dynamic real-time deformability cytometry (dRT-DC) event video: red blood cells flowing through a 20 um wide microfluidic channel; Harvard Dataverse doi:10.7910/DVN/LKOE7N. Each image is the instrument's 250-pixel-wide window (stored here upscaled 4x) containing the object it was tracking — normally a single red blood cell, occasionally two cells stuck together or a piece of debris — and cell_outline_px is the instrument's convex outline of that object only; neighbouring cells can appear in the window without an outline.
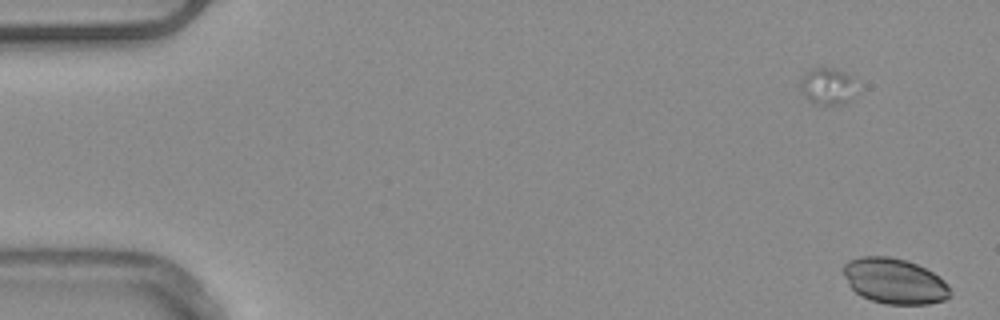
{"species": "common noctule bat (a hibernating species)", "species_latin": "Nyctalus noctula", "temperature_condition": "warm", "stored_images_in_passage": 6, "segment_of_instrument_passage": [2, 2], "camera_frame_rate_fps": 3000, "um_per_image_px": 0.085, "animal": {"sex": "male", "body_mass_g": 20.4}, "frame": {"image": 1, "passage_image": 6, "time_ms": 1.667, "image_size_px": [1000, 320], "cell_outline_px": [[952, 292], [944, 300], [928, 304], [884, 304], [860, 296], [848, 284], [840, 268], [848, 260], [860, 256], [888, 256], [904, 260], [916, 264], [940, 276], [944, 280]], "centroid_in_image_um": [75.99, 23.88], "position_along_channel_um": 9.0, "area_um2": 28.44}}